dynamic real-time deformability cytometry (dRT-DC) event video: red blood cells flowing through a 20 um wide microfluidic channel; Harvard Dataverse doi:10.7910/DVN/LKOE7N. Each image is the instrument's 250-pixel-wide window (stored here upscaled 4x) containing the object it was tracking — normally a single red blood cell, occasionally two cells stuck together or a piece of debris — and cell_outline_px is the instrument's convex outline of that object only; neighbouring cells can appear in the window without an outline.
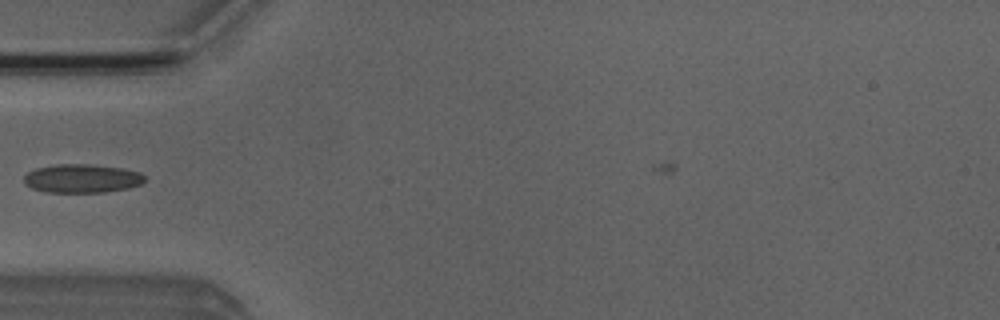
{"species": "Egyptian fruit bat (a non-hibernating species)", "species_latin": "Rousettus aegyptiacus", "temperature_condition": "room temperature", "stored_images_in_passage": 39, "camera_frame_rate_fps": 3000, "um_per_image_px": 0.085, "animal": {"sex": "male"}, "frame": {"image": 1, "passage_image": 4, "time_ms": 1.0, "image_size_px": [1000, 320], "cell_outline_px": [[144, 180], [140, 184], [128, 188], [104, 192], [48, 192], [32, 188], [24, 184], [24, 176], [28, 172], [36, 168], [56, 164], [88, 164], [124, 168], [140, 172], [144, 176]], "centroid_in_image_um": [6.96, 15.16], "position_along_channel_um": 78.0, "area_um2": 20.11}}
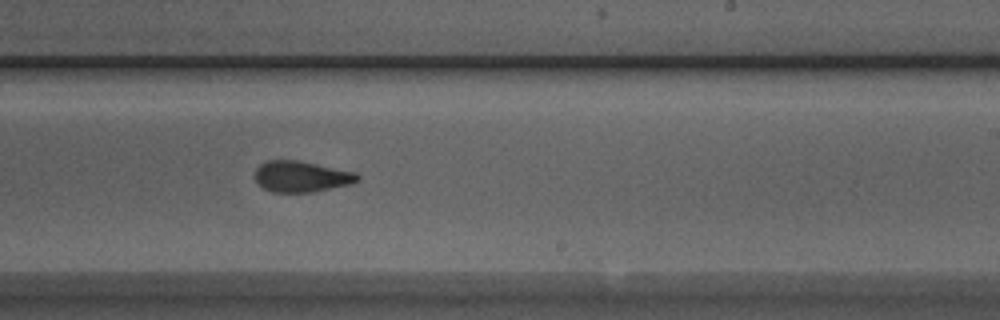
{"frame": {"image": 2, "passage_image": 18, "time_ms": 5.667, "image_size_px": [1000, 320], "cell_outline_px": [[360, 180], [352, 184], [312, 192], [272, 192], [264, 188], [252, 176], [256, 168], [260, 164], [268, 160], [296, 160], [356, 172], [360, 176]], "centroid_in_image_um": [25.61, 15.0], "position_along_channel_um": 263.4, "area_um2": 18.61}}
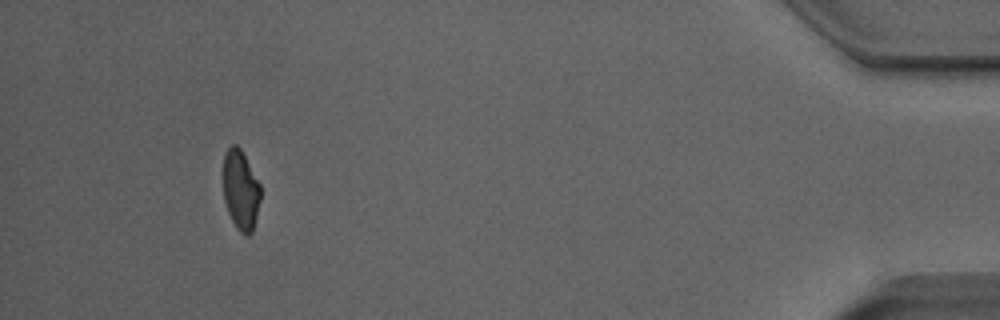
{"frame": {"image": 3, "passage_image": 35, "time_ms": 11.333, "image_size_px": [1000, 320], "cell_outline_px": [[260, 200], [252, 232], [248, 236], [244, 236], [236, 228], [228, 212], [224, 200], [224, 156], [228, 148], [232, 144], [236, 144], [240, 148], [260, 184]], "centroid_in_image_um": [20.46, 16.18], "position_along_channel_um": 414.7, "area_um2": 17.17}, "authors_computed_cell_mechanics": {"area_um2": 18.6116, "velocity_mm_per_s": 3.9638, "shape_relaxation_time_tau1_ms": 11.2221, "shape_relaxation_time_tau2_ms": 1.3274, "deformation_change_tau1": 0.2132, "deformation_change_tau2": 0.0799}}